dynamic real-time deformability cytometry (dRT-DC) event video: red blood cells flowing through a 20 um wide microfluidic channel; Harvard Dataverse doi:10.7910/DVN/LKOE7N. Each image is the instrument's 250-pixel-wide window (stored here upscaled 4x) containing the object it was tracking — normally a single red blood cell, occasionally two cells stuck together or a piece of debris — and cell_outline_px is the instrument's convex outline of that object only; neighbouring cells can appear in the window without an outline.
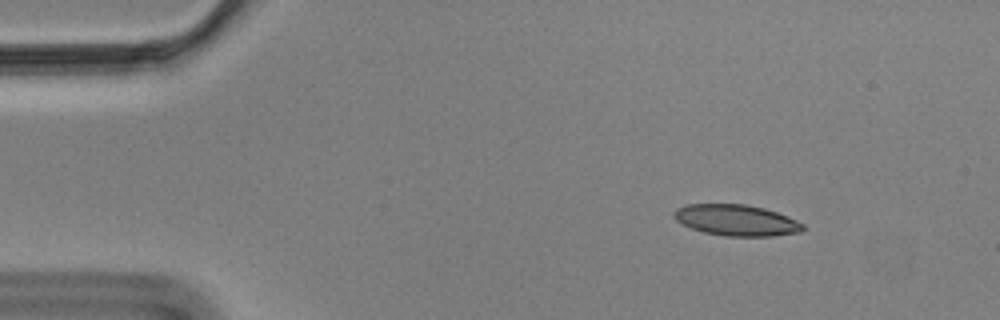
{"species": "Egyptian fruit bat (a non-hibernating species)", "species_latin": "Rousettus aegyptiacus", "temperature_condition": "cold", "stored_images_in_passage": 50, "camera_frame_rate_fps": 3000, "um_per_image_px": 0.085, "animal": {"sex": "male"}, "frame": {"image": 1, "passage_image": 1, "time_ms": 0.0, "image_size_px": [1000, 320], "cell_outline_px": [[804, 228], [800, 232], [772, 236], [724, 236], [704, 232], [692, 228], [676, 220], [672, 216], [672, 212], [676, 208], [688, 204], [744, 204], [764, 208], [788, 216], [804, 224]], "centroid_in_image_um": [62.58, 18.71], "position_along_channel_um": 22.4, "area_um2": 23.35}}
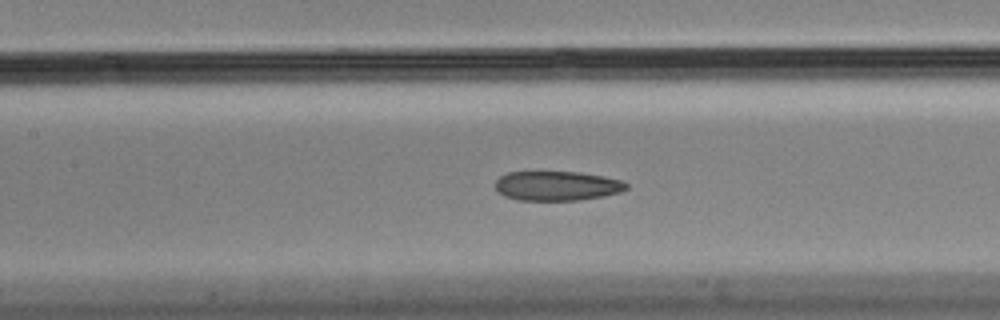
{"frame": {"image": 2, "passage_image": 19, "time_ms": 6.0, "image_size_px": [1000, 320], "cell_outline_px": [[628, 188], [620, 192], [604, 196], [580, 200], [516, 200], [504, 196], [492, 184], [500, 176], [508, 172], [580, 172], [604, 176], [620, 180], [628, 184]], "centroid_in_image_um": [47.33, 15.8], "position_along_channel_um": 160.1, "area_um2": 22.66}}
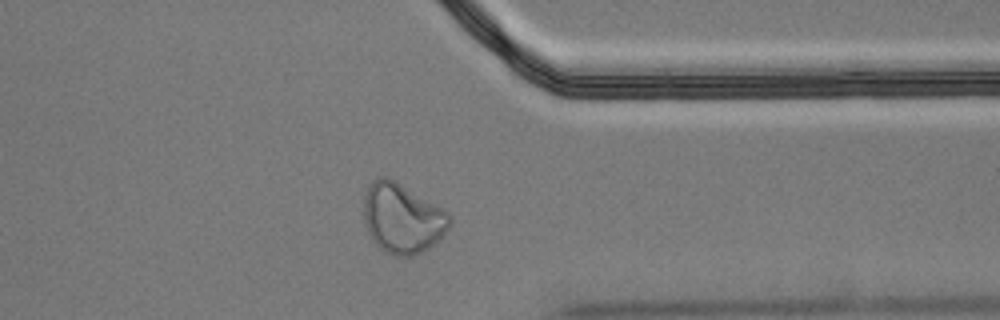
{"frame": {"image": 3, "passage_image": 38, "time_ms": 12.333, "image_size_px": [1000, 320], "cell_outline_px": [[452, 224], [428, 248], [412, 256], [392, 256], [384, 252], [372, 240], [364, 224], [364, 196], [368, 184], [376, 176], [384, 176], [400, 184], [444, 208], [452, 216]], "centroid_in_image_um": [34.17, 18.55], "position_along_channel_um": 377.2, "area_um2": 35.03}, "authors_computed_cell_mechanics": {"area_um2": 24.5072, "velocity_mm_per_s": 3.5168, "shape_relaxation_time_tau1_ms": null, "shape_relaxation_time_tau2_ms": 2.1099, "deformation_change_tau1": null, "deformation_change_tau2": 0.0835}}